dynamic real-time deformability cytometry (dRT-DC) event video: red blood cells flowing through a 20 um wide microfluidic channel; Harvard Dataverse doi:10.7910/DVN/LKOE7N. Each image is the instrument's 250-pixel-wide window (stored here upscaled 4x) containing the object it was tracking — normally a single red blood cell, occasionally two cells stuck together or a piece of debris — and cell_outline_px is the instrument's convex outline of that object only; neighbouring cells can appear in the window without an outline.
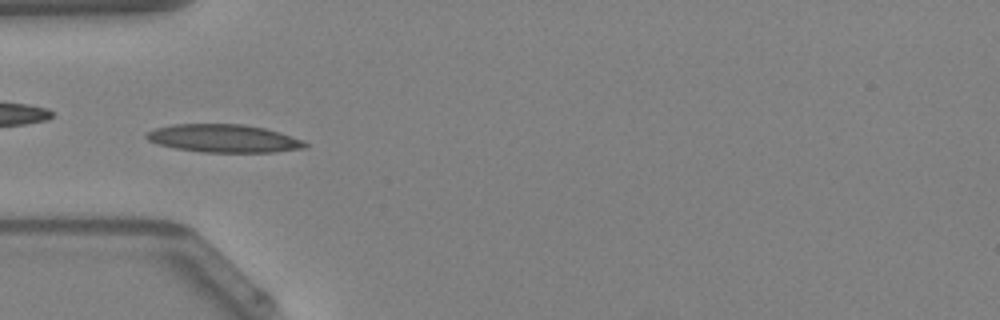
{"species": "Egyptian fruit bat (a non-hibernating species)", "species_latin": "Rousettus aegyptiacus", "temperature_condition": "warm", "stored_images_in_passage": 40, "camera_frame_rate_fps": 3000, "um_per_image_px": 0.085, "animal": {"sex": "female"}, "frame": {"image": 1, "passage_image": 7, "time_ms": 2.0, "image_size_px": [1000, 320], "cell_outline_px": [[308, 148], [272, 152], [200, 152], [176, 148], [156, 144], [148, 140], [144, 136], [148, 132], [156, 128], [172, 124], [244, 124], [264, 128], [280, 132], [304, 140], [308, 144]], "centroid_in_image_um": [19.04, 11.77], "position_along_channel_um": 66.0, "area_um2": 26.01}, "authors_computed_cell_mechanics": {"area_um2": 23.3801, "velocity_mm_per_s": 4.2037, "shape_relaxation_time_tau1_ms": 5.4632, "shape_relaxation_time_tau2_ms": 4.0429, "deformation_change_tau1": 0.1815, "deformation_change_tau2": 0.1039}}